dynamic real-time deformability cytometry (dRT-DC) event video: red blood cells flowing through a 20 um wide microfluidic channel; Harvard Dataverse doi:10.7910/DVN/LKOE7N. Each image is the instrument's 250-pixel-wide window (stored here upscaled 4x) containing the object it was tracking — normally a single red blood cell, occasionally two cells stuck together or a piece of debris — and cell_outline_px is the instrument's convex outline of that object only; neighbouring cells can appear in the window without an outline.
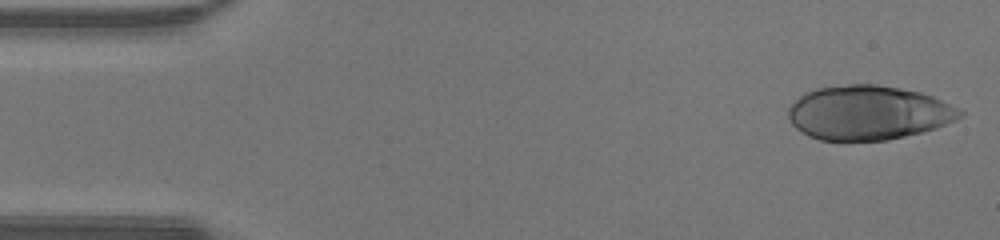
{"species": "human", "species_latin": "Homo sapiens", "temperature_condition": "warm", "stored_images_in_passage": 45, "camera_frame_rate_fps": 3000, "um_per_image_px": 0.085, "donor": {"sex": "male"}, "frame": {"image": 1, "passage_image": 1, "time_ms": 0.0, "image_size_px": [1000, 240], "cell_outline_px": [[964, 116], [956, 120], [936, 128], [924, 132], [888, 140], [844, 144], [820, 140], [808, 136], [796, 128], [792, 124], [788, 116], [788, 108], [804, 92], [816, 88], [848, 84], [876, 84], [900, 88], [920, 92], [932, 96], [964, 112]], "centroid_in_image_um": [73.77, 9.62], "position_along_channel_um": 11.2, "area_um2": 55.31}}